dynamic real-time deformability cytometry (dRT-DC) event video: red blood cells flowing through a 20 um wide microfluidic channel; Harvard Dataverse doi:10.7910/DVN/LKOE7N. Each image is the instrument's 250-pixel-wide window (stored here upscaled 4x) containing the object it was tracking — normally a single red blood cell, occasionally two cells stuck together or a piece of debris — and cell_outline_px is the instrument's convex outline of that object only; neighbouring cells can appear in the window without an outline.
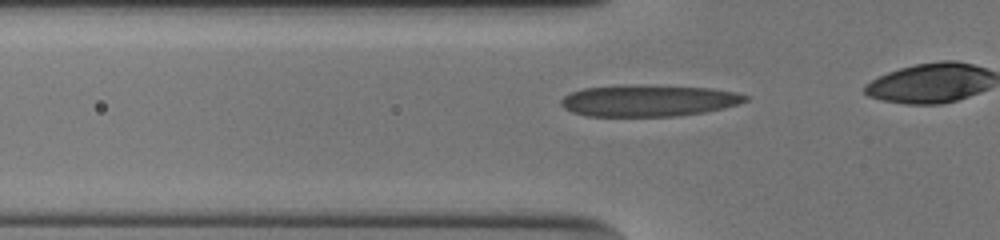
{"species": "human", "species_latin": "Homo sapiens", "temperature_condition": "cold", "stored_images_in_passage": 24, "camera_frame_rate_fps": 3000, "um_per_image_px": 0.085, "donor": {"sex": "male"}, "frame": {"image": 1, "passage_image": 15, "time_ms": 4.667, "image_size_px": [1000, 240], "cell_outline_px": [[748, 100], [724, 108], [704, 112], [676, 116], [588, 116], [572, 112], [564, 108], [560, 104], [560, 100], [564, 96], [572, 92], [584, 88], [620, 84], [632, 84], [712, 88], [736, 92], [748, 96]], "centroid_in_image_um": [55.1, 8.54], "position_along_channel_um": 70.7, "area_um2": 34.16}}
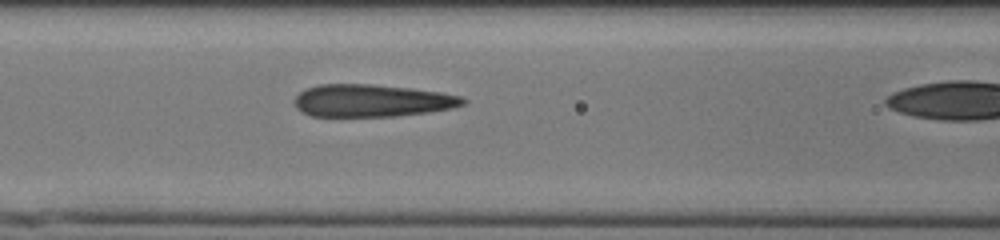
{"frame": {"image": 2, "passage_image": 20, "time_ms": 6.333, "image_size_px": [1000, 240], "cell_outline_px": [[468, 100], [464, 104], [452, 108], [428, 112], [396, 116], [312, 116], [300, 112], [296, 108], [292, 100], [300, 92], [308, 88], [320, 84], [372, 84], [412, 88], [440, 92], [460, 96]], "centroid_in_image_um": [31.59, 8.55], "position_along_channel_um": 135.0, "area_um2": 31.96}}
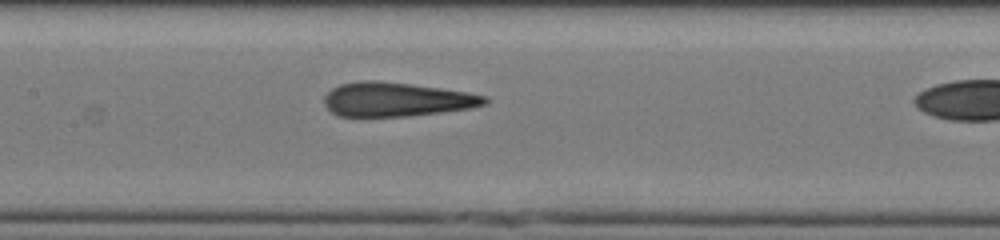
{"frame": {"image": 3, "passage_image": 23, "time_ms": 7.333, "image_size_px": [1000, 240], "cell_outline_px": [[488, 100], [484, 104], [468, 108], [440, 112], [408, 116], [340, 116], [332, 112], [324, 104], [324, 96], [332, 88], [340, 84], [360, 80], [376, 80], [412, 84], [468, 92], [488, 96]], "centroid_in_image_um": [33.67, 8.44], "position_along_channel_um": 173.7, "area_um2": 31.73}}